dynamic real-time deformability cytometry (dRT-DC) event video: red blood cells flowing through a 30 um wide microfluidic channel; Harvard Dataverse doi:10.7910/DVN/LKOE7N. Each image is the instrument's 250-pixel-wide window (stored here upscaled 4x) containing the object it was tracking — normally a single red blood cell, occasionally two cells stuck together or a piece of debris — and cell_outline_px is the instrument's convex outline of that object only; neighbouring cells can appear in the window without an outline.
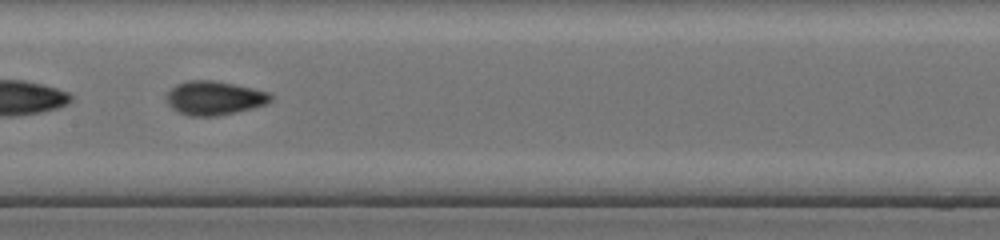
{"species": "common noctule bat (a hibernating species)", "species_latin": "Nyctalus noctula", "temperature_condition": "cold", "stored_images_in_passage": 34, "camera_frame_rate_fps": 3000, "um_per_image_px": 0.085, "animal": {"sex": "female", "body_mass_g": 17.0, "forearm_length_mm": 48.0}, "frame": {"image": 1, "passage_image": 10, "time_ms": 3.0, "image_size_px": [1000, 240], "cell_outline_px": [[272, 100], [264, 104], [252, 108], [236, 112], [216, 116], [188, 116], [172, 108], [168, 104], [168, 92], [176, 84], [188, 80], [212, 80], [252, 88], [268, 92], [272, 96]], "centroid_in_image_um": [18.21, 8.33], "position_along_channel_um": 189.2, "area_um2": 20.29}}
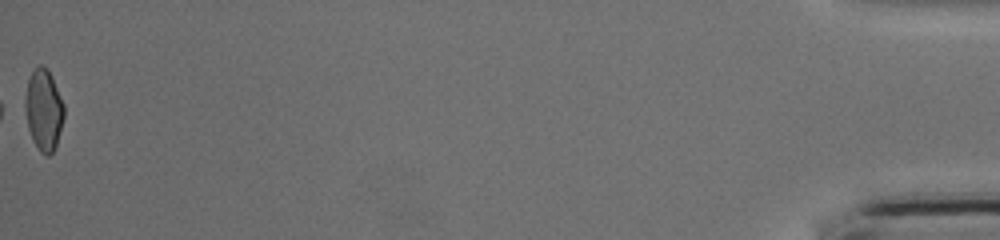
{"frame": {"image": 2, "passage_image": 34, "time_ms": 11.0, "image_size_px": [1000, 240], "cell_outline_px": [[64, 116], [56, 144], [52, 152], [48, 156], [40, 152], [32, 140], [28, 128], [24, 104], [24, 100], [28, 80], [32, 72], [40, 64], [48, 68], [52, 76], [64, 104]], "centroid_in_image_um": [3.71, 9.33], "position_along_channel_um": 431.5, "area_um2": 18.38}}